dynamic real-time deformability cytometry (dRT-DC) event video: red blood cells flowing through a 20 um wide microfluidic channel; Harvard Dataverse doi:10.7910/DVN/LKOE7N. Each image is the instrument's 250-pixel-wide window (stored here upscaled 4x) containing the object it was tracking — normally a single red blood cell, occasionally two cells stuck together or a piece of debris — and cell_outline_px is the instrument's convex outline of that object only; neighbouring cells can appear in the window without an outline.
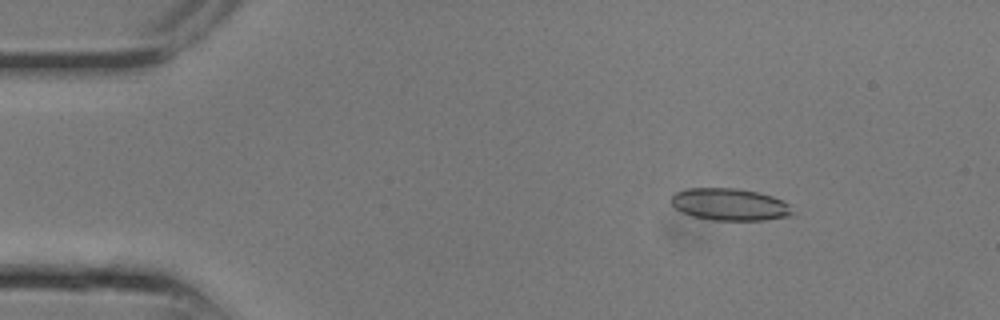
{"species": "common noctule bat (a hibernating species)", "species_latin": "Nyctalus noctula", "temperature_condition": "room temperature", "stored_images_in_passage": 11, "camera_frame_rate_fps": 3000, "um_per_image_px": 0.085, "animal": {"sex": "male", "body_mass_g": 13.3}, "frame": {"image": 1, "passage_image": 4, "time_ms": 1.0, "image_size_px": [1000, 320], "cell_outline_px": [[796, 216], [764, 220], [712, 220], [692, 216], [680, 212], [672, 204], [672, 196], [676, 192], [688, 188], [736, 188], [756, 192], [772, 196], [784, 200], [796, 212]], "centroid_in_image_um": [62.09, 17.39], "position_along_channel_um": 22.9, "area_um2": 22.95}}
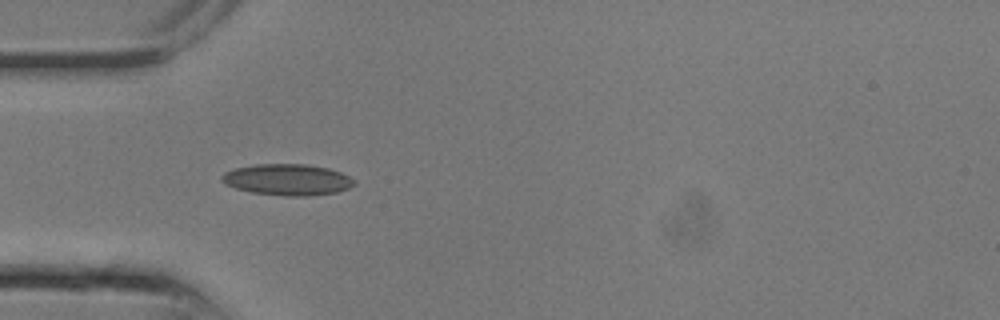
{"frame": {"image": 2, "passage_image": 8, "time_ms": 2.333, "image_size_px": [1000, 320], "cell_outline_px": [[356, 184], [348, 188], [336, 192], [308, 196], [284, 196], [252, 192], [236, 188], [224, 184], [220, 180], [220, 176], [224, 172], [236, 168], [256, 164], [308, 164], [328, 168], [340, 172], [356, 180]], "centroid_in_image_um": [24.42, 15.27], "position_along_channel_um": 60.6, "area_um2": 24.22}}
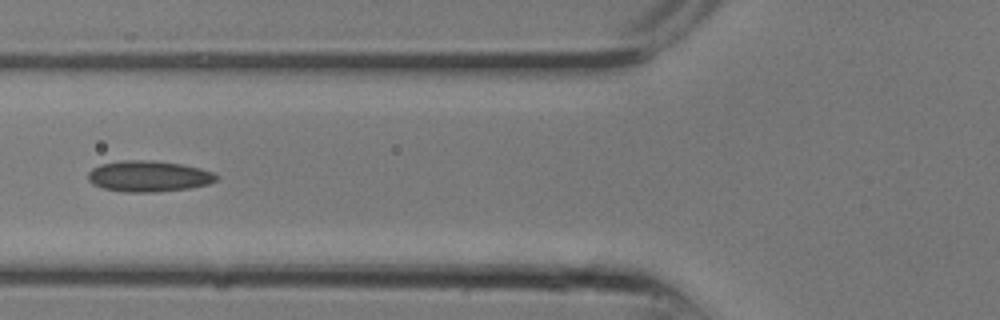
{"frame": {"image": 3, "passage_image": 10, "time_ms": 3.0, "image_size_px": [1000, 320], "cell_outline_px": [[220, 176], [216, 180], [208, 184], [188, 188], [156, 192], [124, 192], [104, 188], [92, 184], [88, 180], [88, 172], [92, 168], [100, 164], [120, 160], [152, 160], [180, 164], [200, 168], [212, 172]], "centroid_in_image_um": [12.61, 14.97], "position_along_channel_um": 113.2, "area_um2": 23.24}}